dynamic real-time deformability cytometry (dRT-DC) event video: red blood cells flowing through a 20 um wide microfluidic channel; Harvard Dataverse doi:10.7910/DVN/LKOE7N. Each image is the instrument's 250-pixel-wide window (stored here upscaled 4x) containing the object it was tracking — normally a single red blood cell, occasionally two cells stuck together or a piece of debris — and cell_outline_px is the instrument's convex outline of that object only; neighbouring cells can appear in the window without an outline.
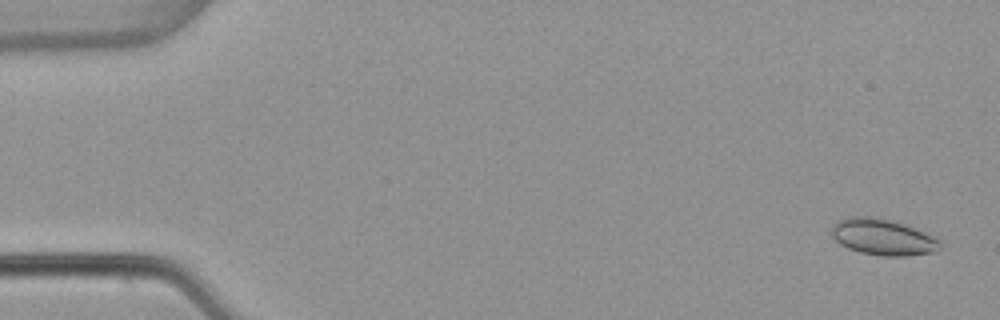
{"species": "common noctule bat (a hibernating species)", "species_latin": "Nyctalus noctula", "temperature_condition": "warm", "stored_images_in_passage": 53, "camera_frame_rate_fps": 3000, "um_per_image_px": 0.085, "animal": {"sex": "female", "body_mass_g": 22.7, "forearm_length_mm": 54.2}, "frame": {"image": 1, "passage_image": 2, "time_ms": 0.333, "image_size_px": [1000, 320], "cell_outline_px": [[940, 248], [936, 252], [904, 256], [884, 256], [860, 252], [848, 248], [840, 244], [832, 236], [832, 224], [836, 220], [852, 216], [868, 216], [892, 220], [904, 224], [924, 232], [940, 240]], "centroid_in_image_um": [75.02, 20.14], "position_along_channel_um": 10.0, "area_um2": 22.89}}
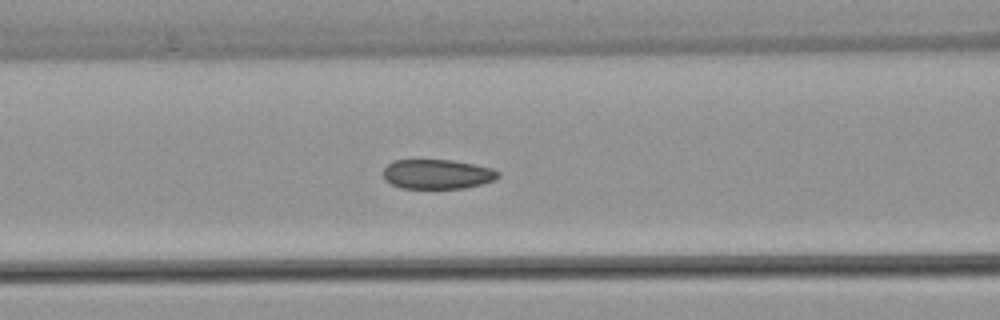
{"frame": {"image": 2, "passage_image": 22, "time_ms": 7.0, "image_size_px": [1000, 320], "cell_outline_px": [[500, 176], [496, 180], [464, 188], [400, 188], [384, 180], [384, 168], [392, 160], [452, 160], [492, 168], [500, 172]], "centroid_in_image_um": [37.17, 14.8], "position_along_channel_um": 129.4, "area_um2": 19.83}}
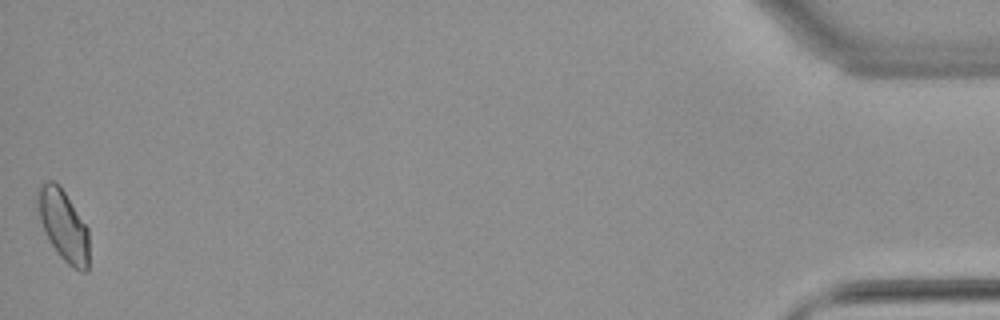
{"frame": {"image": 3, "passage_image": 53, "time_ms": 17.333, "image_size_px": [1000, 320], "cell_outline_px": [[88, 272], [80, 272], [72, 268], [60, 256], [52, 244], [40, 220], [36, 204], [36, 188], [40, 184], [48, 180], [52, 180], [60, 184], [88, 228]], "centroid_in_image_um": [5.38, 19.11], "position_along_channel_um": 429.8, "area_um2": 21.44}, "authors_computed_cell_mechanics": {"area_um2": 20.9236, "velocity_mm_per_s": 3.8496, "shape_relaxation_time_tau1_ms": null, "shape_relaxation_time_tau2_ms": 1.5745, "deformation_change_tau1": null, "deformation_change_tau2": 0.0498}}